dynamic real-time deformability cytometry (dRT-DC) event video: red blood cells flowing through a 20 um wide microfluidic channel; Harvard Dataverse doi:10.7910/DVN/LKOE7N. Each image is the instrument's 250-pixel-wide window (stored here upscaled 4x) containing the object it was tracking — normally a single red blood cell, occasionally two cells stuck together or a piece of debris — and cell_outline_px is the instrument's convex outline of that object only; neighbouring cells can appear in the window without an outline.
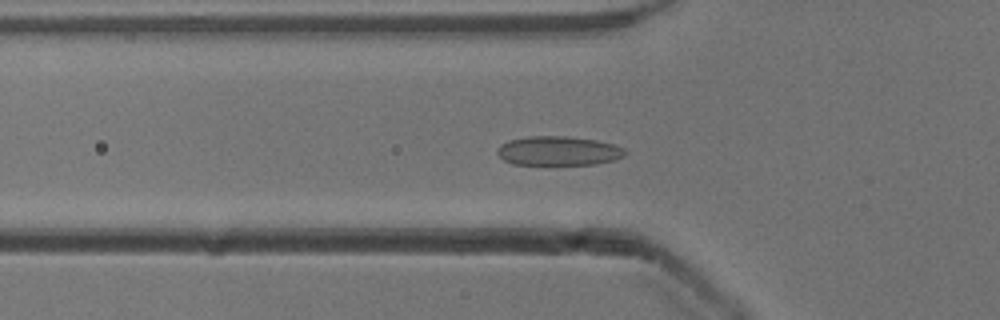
{"species": "common noctule bat (a hibernating species)", "species_latin": "Nyctalus noctula", "temperature_condition": "cold", "stored_images_in_passage": 53, "camera_frame_rate_fps": 3000, "um_per_image_px": 0.085, "animal": {"sex": "male", "body_mass_g": 13.3}, "frame": {"image": 1, "passage_image": 18, "time_ms": 5.667, "image_size_px": [1000, 320], "cell_outline_px": [[628, 152], [624, 156], [612, 160], [596, 164], [512, 164], [504, 160], [496, 152], [496, 148], [500, 144], [508, 140], [528, 136], [564, 136], [596, 140], [612, 144], [624, 148]], "centroid_in_image_um": [47.43, 12.82], "position_along_channel_um": 78.4, "area_um2": 21.73}}
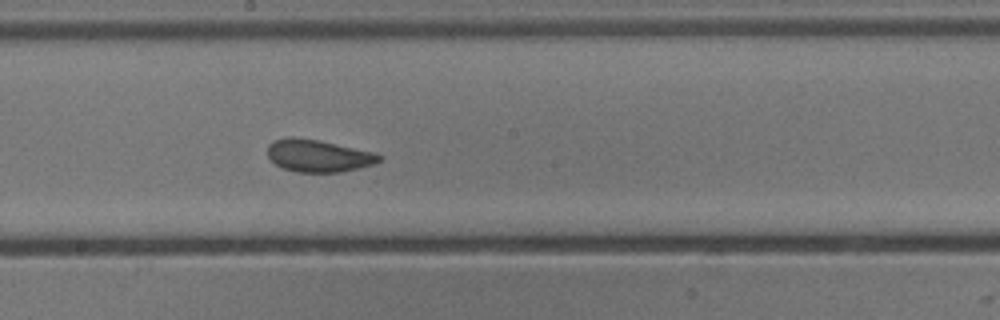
{"frame": {"image": 2, "passage_image": 29, "time_ms": 9.333, "image_size_px": [1000, 320], "cell_outline_px": [[384, 156], [380, 160], [372, 164], [360, 168], [340, 172], [296, 172], [284, 168], [276, 164], [268, 156], [268, 144], [272, 140], [292, 136], [320, 140], [376, 152]], "centroid_in_image_um": [27.07, 13.22], "position_along_channel_um": 221.1, "area_um2": 21.21}}
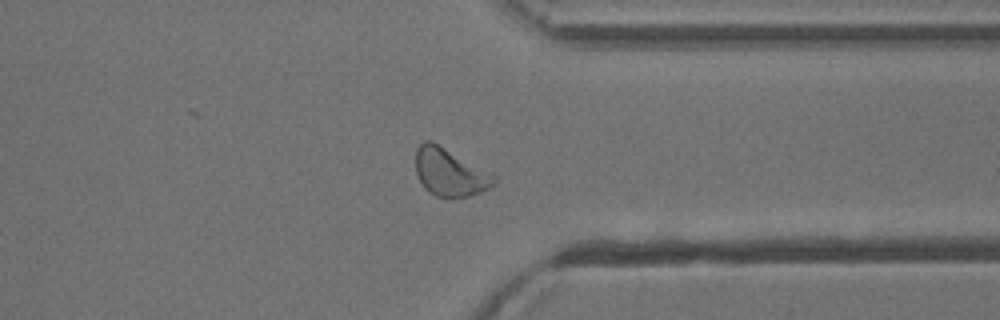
{"frame": {"image": 3, "passage_image": 41, "time_ms": 13.333, "image_size_px": [1000, 320], "cell_outline_px": [[496, 180], [488, 188], [480, 192], [468, 196], [452, 200], [436, 196], [428, 192], [424, 188], [416, 172], [416, 148], [424, 140], [428, 140], [492, 172], [496, 176]], "centroid_in_image_um": [38.23, 14.69], "position_along_channel_um": 373.2, "area_um2": 21.79}, "authors_computed_cell_mechanics": {"area_um2": 21.9062, "velocity_mm_per_s": 3.8754, "shape_relaxation_time_tau1_ms": 3.0646, "shape_relaxation_time_tau2_ms": 1.0547, "deformation_change_tau1": 0.0821, "deformation_change_tau2": 0.05}}